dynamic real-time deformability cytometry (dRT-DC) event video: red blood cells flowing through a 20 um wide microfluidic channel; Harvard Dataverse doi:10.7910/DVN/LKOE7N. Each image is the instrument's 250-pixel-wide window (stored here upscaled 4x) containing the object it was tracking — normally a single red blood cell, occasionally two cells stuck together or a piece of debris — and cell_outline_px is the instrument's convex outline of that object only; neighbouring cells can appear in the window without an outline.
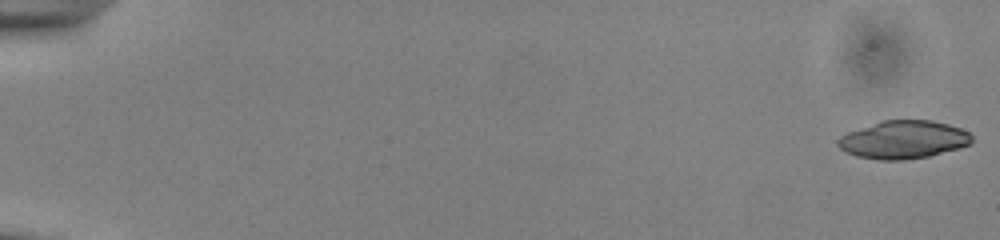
{"species": "common noctule bat (a hibernating species)", "species_latin": "Nyctalus noctula", "temperature_condition": "cold", "stored_images_in_passage": 53, "segment_of_instrument_passage": [1, 2], "camera_frame_rate_fps": 3000, "um_per_image_px": 0.085, "animal": {"sex": "male", "body_mass_g": 13.0, "forearm_length_mm": 53.1}, "frame": {"image": 1, "passage_image": 1, "time_ms": 0.0, "image_size_px": [1000, 240], "cell_outline_px": [[972, 144], [960, 148], [928, 156], [904, 160], [880, 160], [856, 156], [840, 148], [836, 144], [836, 140], [840, 136], [848, 132], [880, 120], [932, 120], [948, 124], [960, 128], [968, 132], [972, 136]], "centroid_in_image_um": [76.79, 11.87], "position_along_channel_um": 8.2, "area_um2": 29.77}}
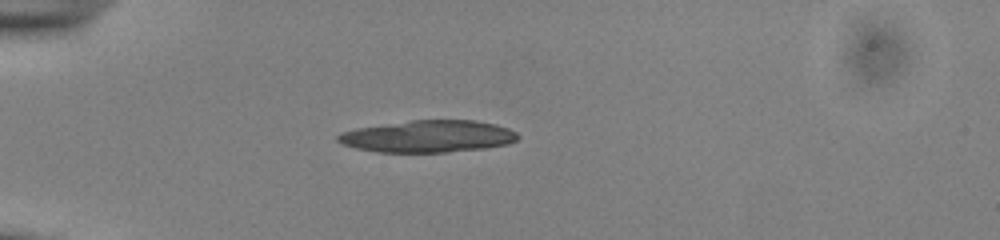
{"frame": {"image": 2, "passage_image": 16, "time_ms": 5.0, "image_size_px": [1000, 240], "cell_outline_px": [[520, 136], [516, 140], [508, 144], [484, 148], [448, 152], [376, 152], [356, 148], [344, 144], [336, 140], [336, 136], [340, 132], [356, 128], [412, 120], [476, 120], [496, 124], [508, 128], [516, 132]], "centroid_in_image_um": [36.39, 11.59], "position_along_channel_um": 48.6, "area_um2": 33.64}}